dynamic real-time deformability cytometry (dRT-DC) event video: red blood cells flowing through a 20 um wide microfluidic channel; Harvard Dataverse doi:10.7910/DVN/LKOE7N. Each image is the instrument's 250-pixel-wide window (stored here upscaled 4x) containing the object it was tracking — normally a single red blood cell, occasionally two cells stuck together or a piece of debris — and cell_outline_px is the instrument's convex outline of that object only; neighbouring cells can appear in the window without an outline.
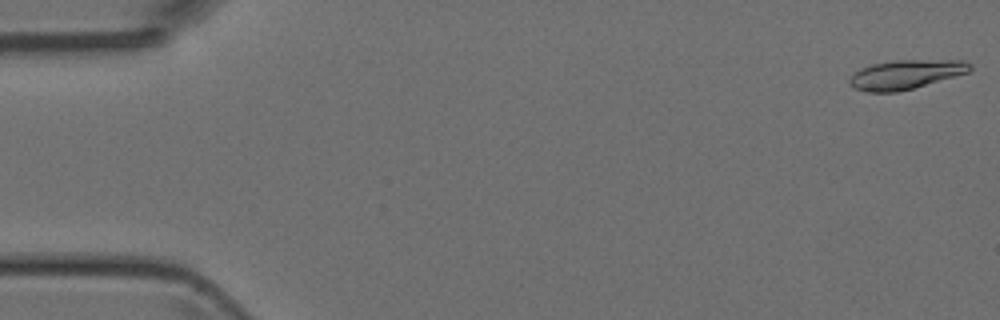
{"species": "Egyptian fruit bat (a non-hibernating species)", "species_latin": "Rousettus aegyptiacus", "temperature_condition": "room temperature", "stored_images_in_passage": 14, "camera_frame_rate_fps": 3000, "um_per_image_px": 0.085, "animal": {"sex": "female"}, "frame": {"image": 1, "passage_image": 1, "time_ms": 0.0, "image_size_px": [1000, 320], "cell_outline_px": [[972, 68], [968, 72], [912, 88], [896, 92], [864, 92], [848, 84], [848, 80], [860, 68], [872, 64], [896, 60], [964, 60], [972, 64]], "centroid_in_image_um": [76.97, 6.32], "position_along_channel_um": 8.0, "area_um2": 20.29}}
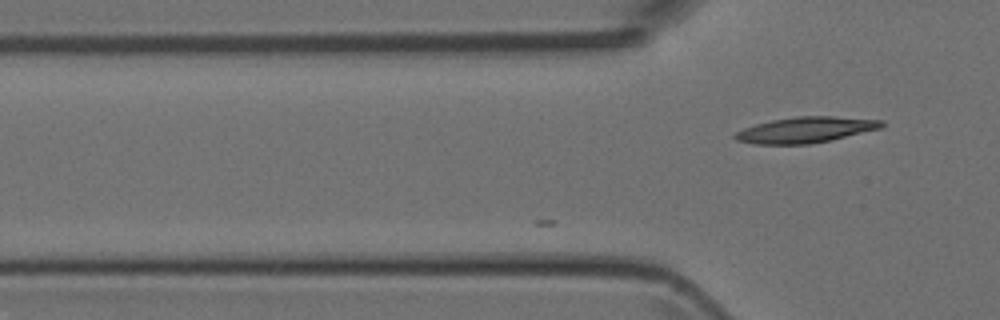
{"frame": {"image": 2, "passage_image": 14, "time_ms": 4.333, "image_size_px": [1000, 320], "cell_outline_px": [[884, 124], [880, 128], [832, 140], [808, 144], [752, 144], [736, 140], [732, 136], [736, 132], [744, 128], [756, 124], [772, 120], [796, 116], [836, 116], [884, 120]], "centroid_in_image_um": [68.47, 11.03], "position_along_channel_um": 57.3, "area_um2": 22.08}}